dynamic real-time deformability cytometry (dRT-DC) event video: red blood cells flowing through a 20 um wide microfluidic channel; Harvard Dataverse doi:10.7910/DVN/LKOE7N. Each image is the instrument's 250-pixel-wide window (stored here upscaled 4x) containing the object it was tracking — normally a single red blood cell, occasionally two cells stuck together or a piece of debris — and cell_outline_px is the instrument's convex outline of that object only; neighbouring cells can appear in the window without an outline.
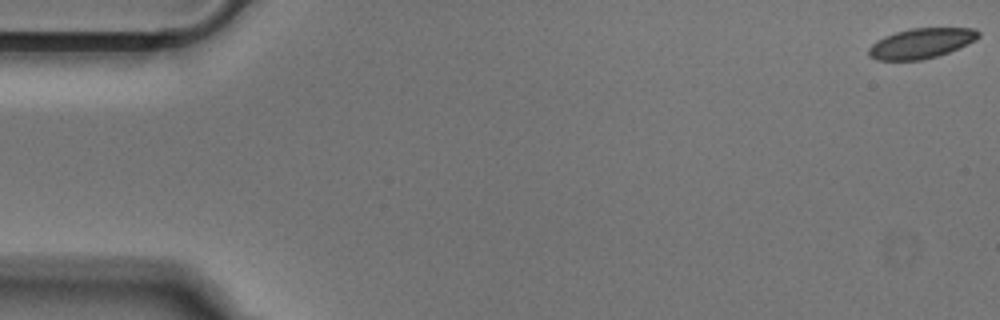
{"species": "Egyptian fruit bat (a non-hibernating species)", "species_latin": "Rousettus aegyptiacus", "temperature_condition": "cold", "stored_images_in_passage": 53, "camera_frame_rate_fps": 3000, "um_per_image_px": 0.085, "animal": {"sex": "male"}, "frame": {"image": 1, "passage_image": 1, "time_ms": 0.0, "image_size_px": [1000, 320], "cell_outline_px": [[980, 36], [976, 40], [968, 44], [948, 52], [936, 56], [920, 60], [876, 60], [868, 56], [868, 48], [876, 40], [884, 36], [896, 32], [912, 28], [976, 28], [980, 32]], "centroid_in_image_um": [78.29, 3.68], "position_along_channel_um": 6.7, "area_um2": 19.31}}
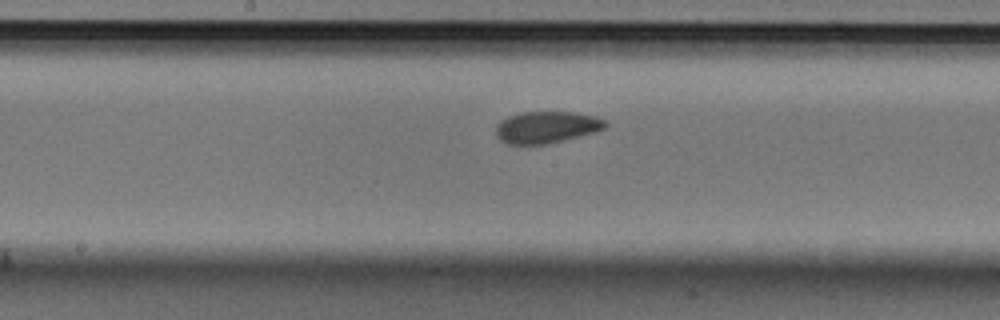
{"frame": {"image": 2, "passage_image": 27, "time_ms": 8.667, "image_size_px": [1000, 320], "cell_outline_px": [[608, 124], [604, 128], [596, 132], [548, 144], [508, 144], [500, 140], [496, 136], [496, 128], [500, 120], [508, 116], [520, 112], [572, 112], [596, 116], [604, 120]], "centroid_in_image_um": [46.45, 10.81], "position_along_channel_um": 201.8, "area_um2": 20.35}}
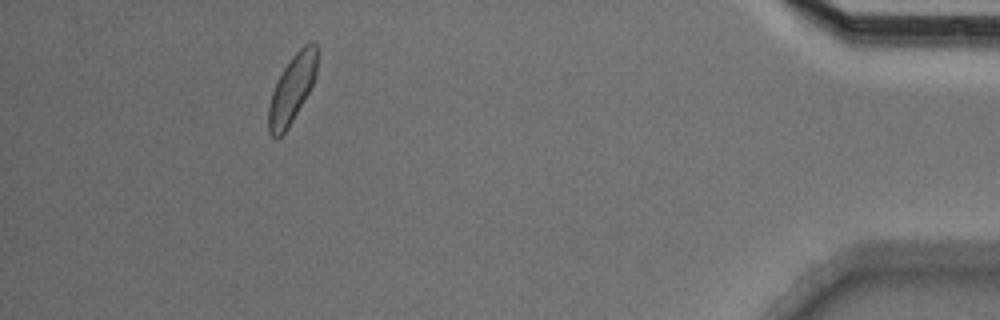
{"frame": {"image": 3, "passage_image": 48, "time_ms": 15.667, "image_size_px": [1000, 320], "cell_outline_px": [[316, 76], [308, 92], [288, 128], [276, 140], [268, 132], [268, 108], [272, 92], [284, 68], [292, 56], [304, 44], [312, 40], [316, 40]], "centroid_in_image_um": [24.81, 7.56], "position_along_channel_um": 410.4, "area_um2": 18.9}}